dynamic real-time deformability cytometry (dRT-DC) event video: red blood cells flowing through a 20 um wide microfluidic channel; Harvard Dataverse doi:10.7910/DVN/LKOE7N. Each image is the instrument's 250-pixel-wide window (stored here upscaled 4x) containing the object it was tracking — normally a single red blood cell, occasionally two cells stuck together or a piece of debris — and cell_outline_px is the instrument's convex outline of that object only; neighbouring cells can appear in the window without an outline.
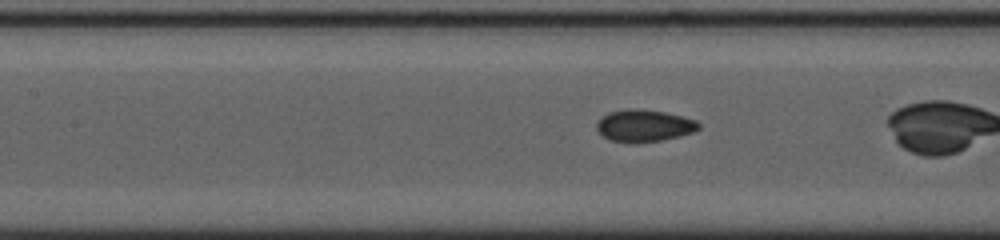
{"species": "common noctule bat (a hibernating species)", "species_latin": "Nyctalus noctula", "temperature_condition": "cold", "stored_images_in_passage": 10, "camera_frame_rate_fps": 3000, "um_per_image_px": 0.085, "animal": {"sex": "female", "body_mass_g": 23.0, "forearm_length_mm": 53.4}, "frame": {"image": 1, "passage_image": 7, "time_ms": 2.0, "image_size_px": [1000, 240], "cell_outline_px": [[700, 128], [692, 132], [680, 136], [660, 140], [632, 144], [608, 140], [596, 128], [596, 124], [608, 112], [628, 108], [664, 112], [696, 120], [700, 124]], "centroid_in_image_um": [54.73, 10.7], "position_along_channel_um": 152.7, "area_um2": 18.96}}